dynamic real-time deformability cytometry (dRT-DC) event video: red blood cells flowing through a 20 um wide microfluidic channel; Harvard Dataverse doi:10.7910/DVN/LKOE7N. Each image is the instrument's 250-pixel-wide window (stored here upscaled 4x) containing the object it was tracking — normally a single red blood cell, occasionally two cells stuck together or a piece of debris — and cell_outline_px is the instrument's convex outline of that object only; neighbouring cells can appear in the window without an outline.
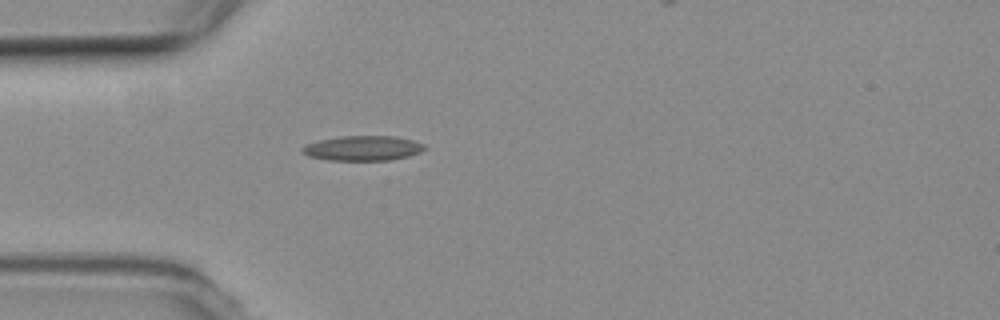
{"species": "common noctule bat (a hibernating species)", "species_latin": "Nyctalus noctula", "temperature_condition": "room temperature", "stored_images_in_passage": 34, "camera_frame_rate_fps": 3000, "um_per_image_px": 0.085, "animal": {"sex": "female", "body_mass_g": 19.3, "forearm_length_mm": 54.1}, "frame": {"image": 1, "passage_image": 1, "time_ms": 0.0, "image_size_px": [1000, 320], "cell_outline_px": [[428, 148], [420, 152], [408, 156], [388, 160], [328, 160], [308, 156], [300, 152], [300, 148], [308, 144], [320, 140], [340, 136], [396, 136], [412, 140], [424, 144]], "centroid_in_image_um": [30.84, 12.59], "position_along_channel_um": 54.2, "area_um2": 17.74}}
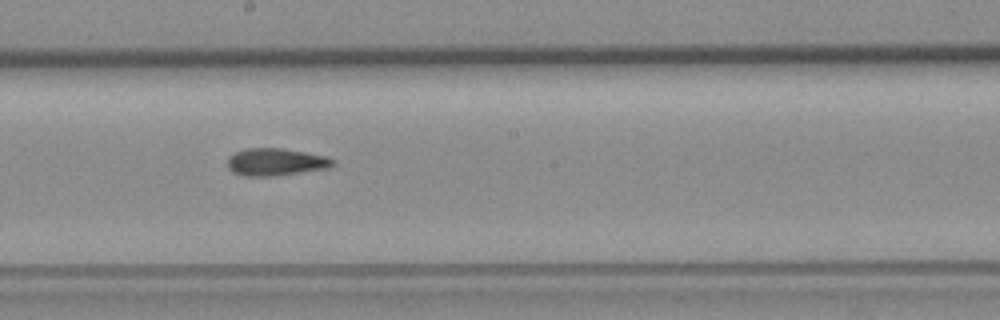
{"frame": {"image": 2, "passage_image": 15, "time_ms": 4.667, "image_size_px": [1000, 320], "cell_outline_px": [[336, 164], [328, 168], [276, 176], [244, 176], [232, 172], [228, 168], [228, 156], [236, 152], [248, 148], [280, 148], [304, 152], [324, 156], [336, 160]], "centroid_in_image_um": [23.44, 13.78], "position_along_channel_um": 224.8, "area_um2": 16.82}}
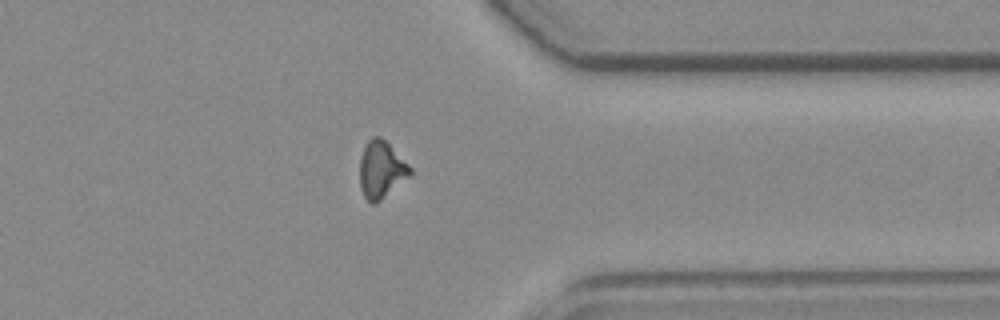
{"frame": {"image": 3, "passage_image": 28, "time_ms": 9.0, "image_size_px": [1000, 320], "cell_outline_px": [[412, 176], [376, 204], [372, 204], [364, 196], [360, 188], [360, 156], [368, 140], [372, 136], [380, 136], [412, 168]], "centroid_in_image_um": [32.42, 14.45], "position_along_channel_um": 379.0, "area_um2": 16.88}}